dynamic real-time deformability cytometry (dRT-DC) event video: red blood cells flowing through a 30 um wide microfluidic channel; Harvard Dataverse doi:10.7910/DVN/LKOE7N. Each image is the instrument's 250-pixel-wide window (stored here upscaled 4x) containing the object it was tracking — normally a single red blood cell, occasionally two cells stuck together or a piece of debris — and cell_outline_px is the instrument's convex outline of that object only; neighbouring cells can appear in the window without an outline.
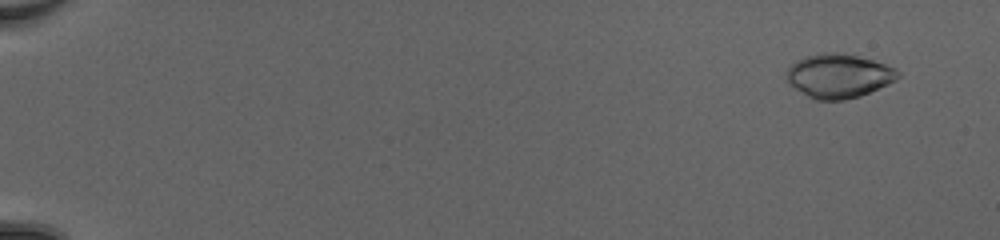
{"species": "common noctule bat (a hibernating species)", "species_latin": "Nyctalus noctula", "temperature_condition": "cold", "stored_images_in_passage": 52, "camera_frame_rate_fps": 3000, "um_per_image_px": 0.085, "animal": {"sex": "female", "body_mass_g": 20.0, "forearm_length_mm": 54.0}, "frame": {"image": 1, "passage_image": 4, "time_ms": 1.0, "image_size_px": [1000, 240], "cell_outline_px": [[900, 76], [896, 80], [888, 84], [860, 96], [844, 100], [816, 100], [808, 96], [796, 88], [784, 76], [788, 68], [796, 60], [808, 56], [824, 52], [836, 52], [856, 56], [872, 60], [896, 68], [900, 72]], "centroid_in_image_um": [71.3, 6.45], "position_along_channel_um": 13.7, "area_um2": 28.32}}
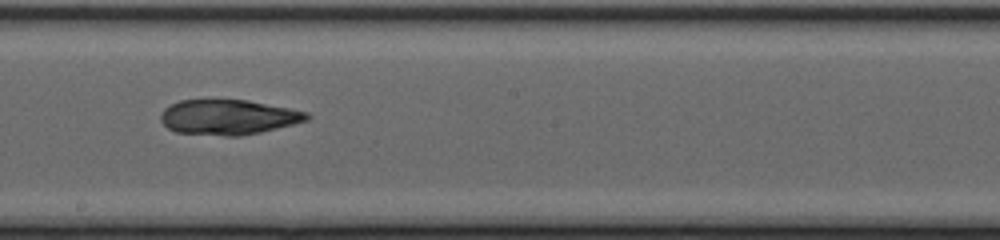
{"frame": {"image": 2, "passage_image": 32, "time_ms": 10.333, "image_size_px": [1000, 240], "cell_outline_px": [[312, 116], [308, 120], [260, 132], [240, 136], [224, 136], [176, 132], [168, 128], [160, 120], [160, 116], [164, 108], [180, 100], [248, 100], [308, 112]], "centroid_in_image_um": [19.4, 9.96], "position_along_channel_um": 228.8, "area_um2": 29.71}}
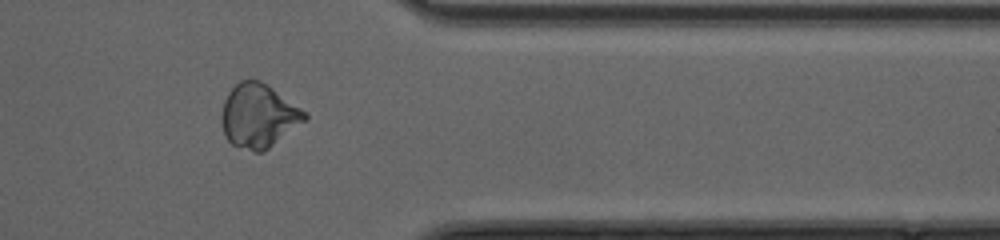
{"frame": {"image": 3, "passage_image": 44, "time_ms": 14.333, "image_size_px": [1000, 240], "cell_outline_px": [[308, 120], [264, 152], [256, 152], [232, 144], [224, 136], [220, 120], [220, 116], [224, 100], [228, 92], [240, 80], [260, 80], [308, 112]], "centroid_in_image_um": [21.99, 9.86], "position_along_channel_um": 389.4, "area_um2": 31.27}, "authors_computed_cell_mechanics": {"area_um2": 29.9115, "velocity_mm_per_s": 4.1998, "shape_relaxation_time_tau1_ms": null, "shape_relaxation_time_tau2_ms": 3.034, "deformation_change_tau1": null, "deformation_change_tau2": 0.0806}}